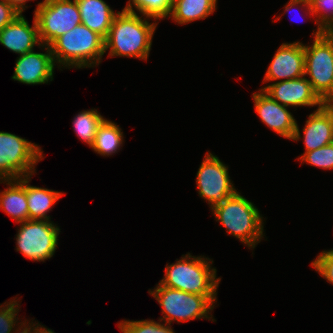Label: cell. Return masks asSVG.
I'll use <instances>...</instances> for the list:
<instances>
[{
  "label": "cell",
  "mask_w": 333,
  "mask_h": 333,
  "mask_svg": "<svg viewBox=\"0 0 333 333\" xmlns=\"http://www.w3.org/2000/svg\"><path fill=\"white\" fill-rule=\"evenodd\" d=\"M122 10L115 15L108 36L104 39L105 53L111 57H133L147 60L152 38L158 23H149L148 17Z\"/></svg>",
  "instance_id": "cell-1"
},
{
  "label": "cell",
  "mask_w": 333,
  "mask_h": 333,
  "mask_svg": "<svg viewBox=\"0 0 333 333\" xmlns=\"http://www.w3.org/2000/svg\"><path fill=\"white\" fill-rule=\"evenodd\" d=\"M213 260L190 253L173 264L165 266V274L159 283L162 286L180 291L207 296L213 303L217 301V288L221 278H216L217 270L212 268Z\"/></svg>",
  "instance_id": "cell-2"
},
{
  "label": "cell",
  "mask_w": 333,
  "mask_h": 333,
  "mask_svg": "<svg viewBox=\"0 0 333 333\" xmlns=\"http://www.w3.org/2000/svg\"><path fill=\"white\" fill-rule=\"evenodd\" d=\"M50 48L58 68L68 69L98 66L105 53L104 38L83 24L57 38Z\"/></svg>",
  "instance_id": "cell-3"
},
{
  "label": "cell",
  "mask_w": 333,
  "mask_h": 333,
  "mask_svg": "<svg viewBox=\"0 0 333 333\" xmlns=\"http://www.w3.org/2000/svg\"><path fill=\"white\" fill-rule=\"evenodd\" d=\"M210 210L215 220L226 228L228 235L236 237L249 249H254L263 238V217L258 208L240 192L237 191Z\"/></svg>",
  "instance_id": "cell-4"
},
{
  "label": "cell",
  "mask_w": 333,
  "mask_h": 333,
  "mask_svg": "<svg viewBox=\"0 0 333 333\" xmlns=\"http://www.w3.org/2000/svg\"><path fill=\"white\" fill-rule=\"evenodd\" d=\"M148 292L162 307L164 315L159 318L160 322L170 325L173 321L181 323L202 318L216 321L210 315L215 305L207 296L165 287L160 283Z\"/></svg>",
  "instance_id": "cell-5"
},
{
  "label": "cell",
  "mask_w": 333,
  "mask_h": 333,
  "mask_svg": "<svg viewBox=\"0 0 333 333\" xmlns=\"http://www.w3.org/2000/svg\"><path fill=\"white\" fill-rule=\"evenodd\" d=\"M312 34V45H304V75L325 103L333 94V33L318 28Z\"/></svg>",
  "instance_id": "cell-6"
},
{
  "label": "cell",
  "mask_w": 333,
  "mask_h": 333,
  "mask_svg": "<svg viewBox=\"0 0 333 333\" xmlns=\"http://www.w3.org/2000/svg\"><path fill=\"white\" fill-rule=\"evenodd\" d=\"M43 158V150L37 144L0 131V180L32 177L36 164Z\"/></svg>",
  "instance_id": "cell-7"
},
{
  "label": "cell",
  "mask_w": 333,
  "mask_h": 333,
  "mask_svg": "<svg viewBox=\"0 0 333 333\" xmlns=\"http://www.w3.org/2000/svg\"><path fill=\"white\" fill-rule=\"evenodd\" d=\"M34 17L41 44L50 46L57 38L81 24L76 0H44L37 4Z\"/></svg>",
  "instance_id": "cell-8"
},
{
  "label": "cell",
  "mask_w": 333,
  "mask_h": 333,
  "mask_svg": "<svg viewBox=\"0 0 333 333\" xmlns=\"http://www.w3.org/2000/svg\"><path fill=\"white\" fill-rule=\"evenodd\" d=\"M16 234V250L33 261L50 259L58 246L60 228L53 221L27 220L20 223Z\"/></svg>",
  "instance_id": "cell-9"
},
{
  "label": "cell",
  "mask_w": 333,
  "mask_h": 333,
  "mask_svg": "<svg viewBox=\"0 0 333 333\" xmlns=\"http://www.w3.org/2000/svg\"><path fill=\"white\" fill-rule=\"evenodd\" d=\"M200 197L213 209L237 191L231 182L228 166L212 153H206L196 175Z\"/></svg>",
  "instance_id": "cell-10"
},
{
  "label": "cell",
  "mask_w": 333,
  "mask_h": 333,
  "mask_svg": "<svg viewBox=\"0 0 333 333\" xmlns=\"http://www.w3.org/2000/svg\"><path fill=\"white\" fill-rule=\"evenodd\" d=\"M259 91L252 93V97L260 120L280 136L294 141L300 140L302 136L297 121L288 111V107L275 101L263 89Z\"/></svg>",
  "instance_id": "cell-11"
},
{
  "label": "cell",
  "mask_w": 333,
  "mask_h": 333,
  "mask_svg": "<svg viewBox=\"0 0 333 333\" xmlns=\"http://www.w3.org/2000/svg\"><path fill=\"white\" fill-rule=\"evenodd\" d=\"M45 53L27 52L19 55L16 60L12 79L27 85L47 84L53 80L54 66H56L50 46L41 44Z\"/></svg>",
  "instance_id": "cell-12"
},
{
  "label": "cell",
  "mask_w": 333,
  "mask_h": 333,
  "mask_svg": "<svg viewBox=\"0 0 333 333\" xmlns=\"http://www.w3.org/2000/svg\"><path fill=\"white\" fill-rule=\"evenodd\" d=\"M304 44L301 42L282 43L277 49L262 83L296 79L304 75Z\"/></svg>",
  "instance_id": "cell-13"
},
{
  "label": "cell",
  "mask_w": 333,
  "mask_h": 333,
  "mask_svg": "<svg viewBox=\"0 0 333 333\" xmlns=\"http://www.w3.org/2000/svg\"><path fill=\"white\" fill-rule=\"evenodd\" d=\"M261 89L285 107L317 106L320 108L324 104L319 96L313 91L311 83L306 76L277 81Z\"/></svg>",
  "instance_id": "cell-14"
},
{
  "label": "cell",
  "mask_w": 333,
  "mask_h": 333,
  "mask_svg": "<svg viewBox=\"0 0 333 333\" xmlns=\"http://www.w3.org/2000/svg\"><path fill=\"white\" fill-rule=\"evenodd\" d=\"M31 27L22 13L0 31V43L10 51L23 55L40 46L38 26L34 17Z\"/></svg>",
  "instance_id": "cell-15"
},
{
  "label": "cell",
  "mask_w": 333,
  "mask_h": 333,
  "mask_svg": "<svg viewBox=\"0 0 333 333\" xmlns=\"http://www.w3.org/2000/svg\"><path fill=\"white\" fill-rule=\"evenodd\" d=\"M305 152L333 143V112L325 103L308 116L303 128Z\"/></svg>",
  "instance_id": "cell-16"
},
{
  "label": "cell",
  "mask_w": 333,
  "mask_h": 333,
  "mask_svg": "<svg viewBox=\"0 0 333 333\" xmlns=\"http://www.w3.org/2000/svg\"><path fill=\"white\" fill-rule=\"evenodd\" d=\"M9 185L0 192V209L11 216L15 223L29 220L27 206V176L19 179L0 180Z\"/></svg>",
  "instance_id": "cell-17"
},
{
  "label": "cell",
  "mask_w": 333,
  "mask_h": 333,
  "mask_svg": "<svg viewBox=\"0 0 333 333\" xmlns=\"http://www.w3.org/2000/svg\"><path fill=\"white\" fill-rule=\"evenodd\" d=\"M81 24L98 33L104 39L108 36L115 13L103 0H76Z\"/></svg>",
  "instance_id": "cell-18"
},
{
  "label": "cell",
  "mask_w": 333,
  "mask_h": 333,
  "mask_svg": "<svg viewBox=\"0 0 333 333\" xmlns=\"http://www.w3.org/2000/svg\"><path fill=\"white\" fill-rule=\"evenodd\" d=\"M31 176H27V206L29 220H50L47 215L52 206L64 193L30 185Z\"/></svg>",
  "instance_id": "cell-19"
},
{
  "label": "cell",
  "mask_w": 333,
  "mask_h": 333,
  "mask_svg": "<svg viewBox=\"0 0 333 333\" xmlns=\"http://www.w3.org/2000/svg\"><path fill=\"white\" fill-rule=\"evenodd\" d=\"M217 0H173L170 18L183 25L205 19L214 13Z\"/></svg>",
  "instance_id": "cell-20"
},
{
  "label": "cell",
  "mask_w": 333,
  "mask_h": 333,
  "mask_svg": "<svg viewBox=\"0 0 333 333\" xmlns=\"http://www.w3.org/2000/svg\"><path fill=\"white\" fill-rule=\"evenodd\" d=\"M123 138L121 128L114 122L105 119L99 126L94 143L90 148L97 154L110 156L120 150L124 142Z\"/></svg>",
  "instance_id": "cell-21"
},
{
  "label": "cell",
  "mask_w": 333,
  "mask_h": 333,
  "mask_svg": "<svg viewBox=\"0 0 333 333\" xmlns=\"http://www.w3.org/2000/svg\"><path fill=\"white\" fill-rule=\"evenodd\" d=\"M105 118L98 113L97 109L79 112L73 119V128L79 139L91 147L99 126Z\"/></svg>",
  "instance_id": "cell-22"
},
{
  "label": "cell",
  "mask_w": 333,
  "mask_h": 333,
  "mask_svg": "<svg viewBox=\"0 0 333 333\" xmlns=\"http://www.w3.org/2000/svg\"><path fill=\"white\" fill-rule=\"evenodd\" d=\"M172 2L173 0H129L123 9L134 13L137 10L144 17L157 21L170 16Z\"/></svg>",
  "instance_id": "cell-23"
},
{
  "label": "cell",
  "mask_w": 333,
  "mask_h": 333,
  "mask_svg": "<svg viewBox=\"0 0 333 333\" xmlns=\"http://www.w3.org/2000/svg\"><path fill=\"white\" fill-rule=\"evenodd\" d=\"M122 333H175L171 325L154 320L130 321L122 320L118 323Z\"/></svg>",
  "instance_id": "cell-24"
},
{
  "label": "cell",
  "mask_w": 333,
  "mask_h": 333,
  "mask_svg": "<svg viewBox=\"0 0 333 333\" xmlns=\"http://www.w3.org/2000/svg\"><path fill=\"white\" fill-rule=\"evenodd\" d=\"M315 24L323 32L333 33V0H309Z\"/></svg>",
  "instance_id": "cell-25"
},
{
  "label": "cell",
  "mask_w": 333,
  "mask_h": 333,
  "mask_svg": "<svg viewBox=\"0 0 333 333\" xmlns=\"http://www.w3.org/2000/svg\"><path fill=\"white\" fill-rule=\"evenodd\" d=\"M303 163L322 169H333V143L317 148L312 151L304 152L302 156L297 158Z\"/></svg>",
  "instance_id": "cell-26"
},
{
  "label": "cell",
  "mask_w": 333,
  "mask_h": 333,
  "mask_svg": "<svg viewBox=\"0 0 333 333\" xmlns=\"http://www.w3.org/2000/svg\"><path fill=\"white\" fill-rule=\"evenodd\" d=\"M17 300V297H15L10 302L0 304V333H11L16 328L15 326H17L20 319L16 317L20 308Z\"/></svg>",
  "instance_id": "cell-27"
},
{
  "label": "cell",
  "mask_w": 333,
  "mask_h": 333,
  "mask_svg": "<svg viewBox=\"0 0 333 333\" xmlns=\"http://www.w3.org/2000/svg\"><path fill=\"white\" fill-rule=\"evenodd\" d=\"M311 266L323 278L327 279L328 283L333 284V249L322 251V253L311 262Z\"/></svg>",
  "instance_id": "cell-28"
},
{
  "label": "cell",
  "mask_w": 333,
  "mask_h": 333,
  "mask_svg": "<svg viewBox=\"0 0 333 333\" xmlns=\"http://www.w3.org/2000/svg\"><path fill=\"white\" fill-rule=\"evenodd\" d=\"M20 14L12 5L0 0V31Z\"/></svg>",
  "instance_id": "cell-29"
},
{
  "label": "cell",
  "mask_w": 333,
  "mask_h": 333,
  "mask_svg": "<svg viewBox=\"0 0 333 333\" xmlns=\"http://www.w3.org/2000/svg\"><path fill=\"white\" fill-rule=\"evenodd\" d=\"M301 6L302 8L305 9V11L307 12L306 14L309 15V17L313 16V13H312V10H311V7H310V3H309V0H289V2L284 6L285 7V11L284 13L286 12H290L291 9L293 8H298V6ZM303 5V6H302Z\"/></svg>",
  "instance_id": "cell-30"
},
{
  "label": "cell",
  "mask_w": 333,
  "mask_h": 333,
  "mask_svg": "<svg viewBox=\"0 0 333 333\" xmlns=\"http://www.w3.org/2000/svg\"><path fill=\"white\" fill-rule=\"evenodd\" d=\"M27 320H25V322H20L19 327L16 328L15 330L13 329V332L11 333H33V320L30 323V321L27 323Z\"/></svg>",
  "instance_id": "cell-31"
},
{
  "label": "cell",
  "mask_w": 333,
  "mask_h": 333,
  "mask_svg": "<svg viewBox=\"0 0 333 333\" xmlns=\"http://www.w3.org/2000/svg\"><path fill=\"white\" fill-rule=\"evenodd\" d=\"M4 1L12 5L17 11L22 13L25 10V8H27L26 2L32 0H4Z\"/></svg>",
  "instance_id": "cell-32"
},
{
  "label": "cell",
  "mask_w": 333,
  "mask_h": 333,
  "mask_svg": "<svg viewBox=\"0 0 333 333\" xmlns=\"http://www.w3.org/2000/svg\"><path fill=\"white\" fill-rule=\"evenodd\" d=\"M33 333H55L53 330L40 325L39 322L36 324V321L33 323Z\"/></svg>",
  "instance_id": "cell-33"
},
{
  "label": "cell",
  "mask_w": 333,
  "mask_h": 333,
  "mask_svg": "<svg viewBox=\"0 0 333 333\" xmlns=\"http://www.w3.org/2000/svg\"><path fill=\"white\" fill-rule=\"evenodd\" d=\"M325 104L333 110V94L332 96L325 102Z\"/></svg>",
  "instance_id": "cell-34"
}]
</instances>
